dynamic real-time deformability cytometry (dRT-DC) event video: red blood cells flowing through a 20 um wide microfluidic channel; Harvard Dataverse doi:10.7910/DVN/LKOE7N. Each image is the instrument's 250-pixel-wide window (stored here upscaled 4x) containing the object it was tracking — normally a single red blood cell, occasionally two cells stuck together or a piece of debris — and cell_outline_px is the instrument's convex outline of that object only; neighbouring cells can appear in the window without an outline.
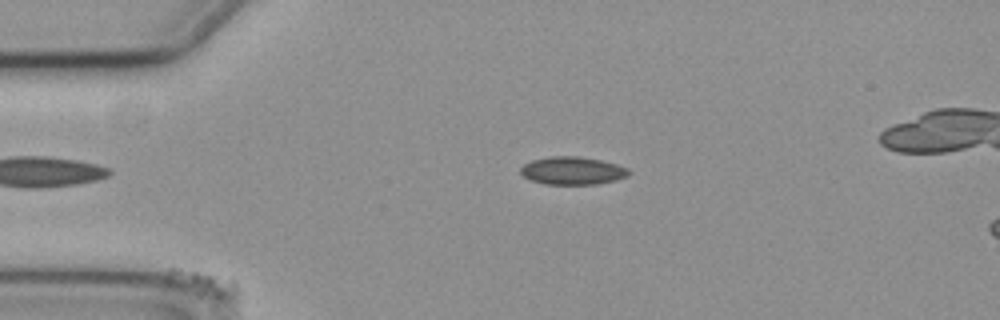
{"species": "common noctule bat (a hibernating species)", "species_latin": "Nyctalus noctula", "temperature_condition": "cold", "stored_images_in_passage": 6, "camera_frame_rate_fps": 3000, "um_per_image_px": 0.085, "animal": {"sex": "female", "body_mass_g": 19.3, "forearm_length_mm": 54.1}, "frame": {"image": 1, "passage_image": 4, "time_ms": 1.0, "image_size_px": [1000, 320], "cell_outline_px": [[632, 172], [628, 176], [616, 180], [596, 184], [544, 184], [532, 180], [524, 176], [520, 172], [520, 168], [524, 164], [532, 160], [548, 156], [580, 156], [600, 160], [616, 164], [628, 168]], "centroid_in_image_um": [48.68, 14.5], "position_along_channel_um": 36.3, "area_um2": 17.63}}